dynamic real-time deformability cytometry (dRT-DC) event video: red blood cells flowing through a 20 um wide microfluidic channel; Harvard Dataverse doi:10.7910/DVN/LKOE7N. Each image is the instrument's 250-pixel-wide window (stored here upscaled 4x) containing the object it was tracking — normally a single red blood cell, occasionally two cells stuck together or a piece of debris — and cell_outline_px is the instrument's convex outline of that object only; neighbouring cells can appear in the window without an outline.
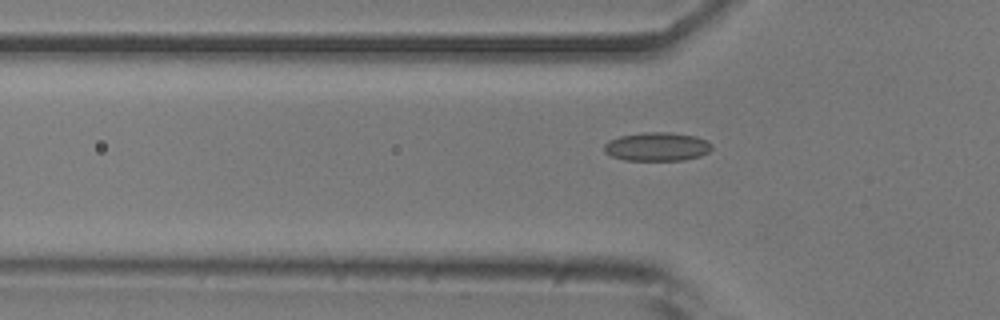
{"species": "common noctule bat (a hibernating species)", "species_latin": "Nyctalus noctula", "temperature_condition": "room temperature", "stored_images_in_passage": 39, "camera_frame_rate_fps": 3000, "um_per_image_px": 0.085, "animal": {"sex": "male", "body_mass_g": 20.5, "forearm_length_mm": 52.5}, "frame": {"image": 1, "passage_image": 7, "time_ms": 2.0, "image_size_px": [1000, 320], "cell_outline_px": [[712, 148], [708, 152], [700, 156], [684, 160], [624, 160], [612, 156], [604, 152], [604, 144], [608, 140], [620, 136], [644, 132], [668, 132], [696, 136], [712, 144]], "centroid_in_image_um": [55.83, 12.46], "position_along_channel_um": 70.0, "area_um2": 17.98}}
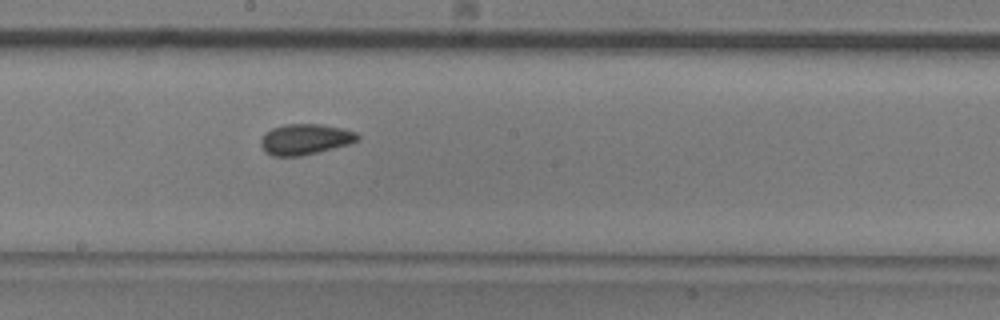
{"frame": {"image": 2, "passage_image": 19, "time_ms": 6.0, "image_size_px": [1000, 320], "cell_outline_px": [[360, 136], [356, 140], [348, 144], [300, 156], [272, 156], [264, 152], [260, 144], [260, 140], [272, 128], [284, 124], [320, 124], [340, 128], [356, 132]], "centroid_in_image_um": [25.89, 11.84], "position_along_channel_um": 222.3, "area_um2": 17.05}}
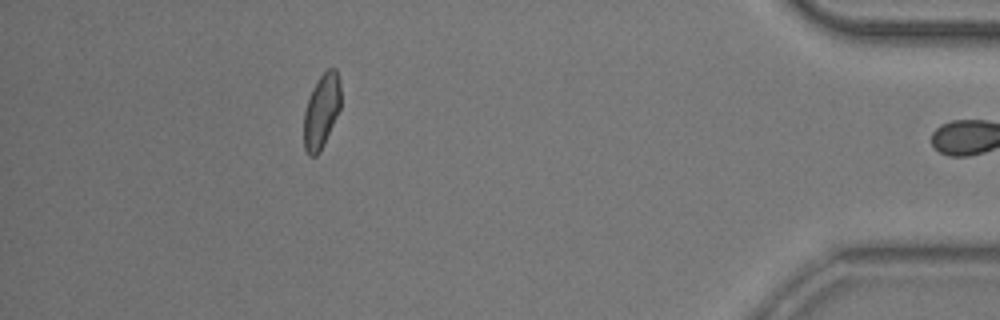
{"frame": {"image": 3, "passage_image": 38, "time_ms": 12.333, "image_size_px": [1000, 320], "cell_outline_px": [[340, 108], [324, 144], [320, 152], [316, 156], [308, 156], [304, 148], [304, 112], [312, 88], [320, 76], [328, 68], [336, 68], [340, 80]], "centroid_in_image_um": [27.32, 9.44], "position_along_channel_um": 407.9, "area_um2": 15.95}, "authors_computed_cell_mechanics": {"area_um2": 16.9932, "velocity_mm_per_s": 3.7788, "shape_relaxation_time_tau1_ms": null, "shape_relaxation_time_tau2_ms": 1.8589, "deformation_change_tau1": null, "deformation_change_tau2": 0.0642}}